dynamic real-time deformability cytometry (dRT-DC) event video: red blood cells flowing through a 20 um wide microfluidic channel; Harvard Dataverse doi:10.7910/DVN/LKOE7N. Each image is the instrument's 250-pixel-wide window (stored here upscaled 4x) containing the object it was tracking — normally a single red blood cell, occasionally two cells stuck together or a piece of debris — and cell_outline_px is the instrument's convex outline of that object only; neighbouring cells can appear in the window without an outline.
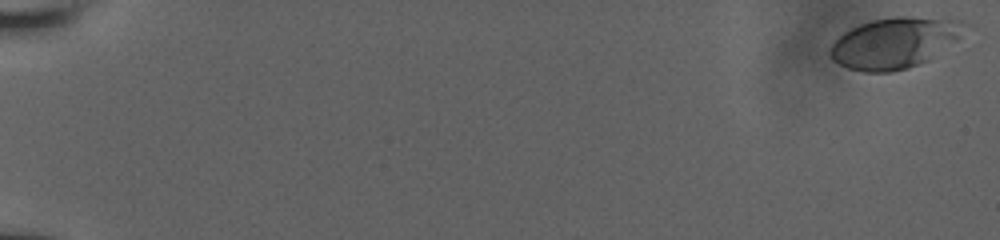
{"species": "human", "species_latin": "Homo sapiens", "temperature_condition": "room temperature", "stored_images_in_passage": 46, "camera_frame_rate_fps": 3000, "um_per_image_px": 0.085, "donor": {"sex": "male"}, "frame": {"image": 1, "passage_image": 1, "time_ms": 0.0, "image_size_px": [1000, 240], "cell_outline_px": [[964, 24], [956, 40], [928, 60], [908, 68], [892, 72], [864, 72], [848, 68], [832, 60], [828, 52], [832, 44], [844, 32], [860, 24], [872, 20], [896, 16], [908, 16], [960, 20]], "centroid_in_image_um": [75.97, 3.65], "position_along_channel_um": 9.0, "area_um2": 39.25}}
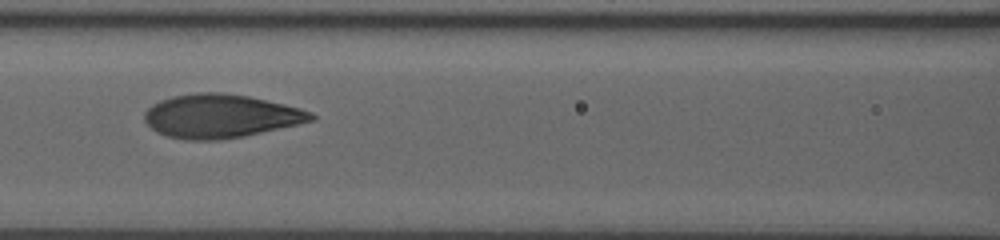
{"frame": {"image": 2, "passage_image": 26, "time_ms": 9.0, "image_size_px": [1000, 240], "cell_outline_px": [[316, 120], [244, 136], [216, 140], [188, 140], [168, 136], [156, 132], [144, 120], [144, 112], [152, 104], [160, 100], [172, 96], [196, 92], [224, 92], [248, 96], [284, 104], [300, 108], [312, 112], [316, 116]], "centroid_in_image_um": [18.74, 9.86], "position_along_channel_um": 147.9, "area_um2": 42.37}}
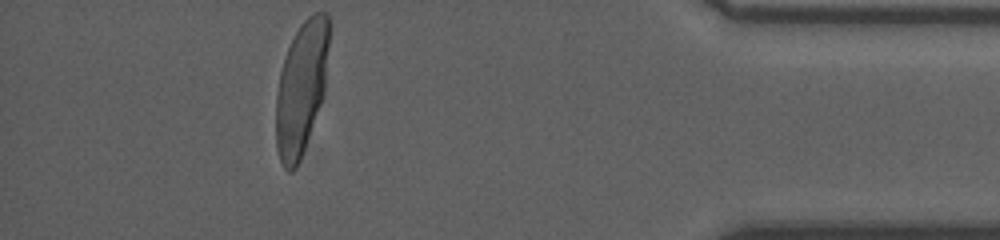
{"frame": {"image": 3, "passage_image": 46, "time_ms": 16.667, "image_size_px": [1000, 240], "cell_outline_px": [[332, 24], [324, 96], [300, 160], [296, 168], [292, 172], [288, 172], [284, 168], [280, 160], [276, 144], [276, 92], [280, 72], [288, 48], [300, 24], [308, 16], [316, 12], [328, 12]], "centroid_in_image_um": [25.65, 7.42], "position_along_channel_um": 409.5, "area_um2": 41.85}}